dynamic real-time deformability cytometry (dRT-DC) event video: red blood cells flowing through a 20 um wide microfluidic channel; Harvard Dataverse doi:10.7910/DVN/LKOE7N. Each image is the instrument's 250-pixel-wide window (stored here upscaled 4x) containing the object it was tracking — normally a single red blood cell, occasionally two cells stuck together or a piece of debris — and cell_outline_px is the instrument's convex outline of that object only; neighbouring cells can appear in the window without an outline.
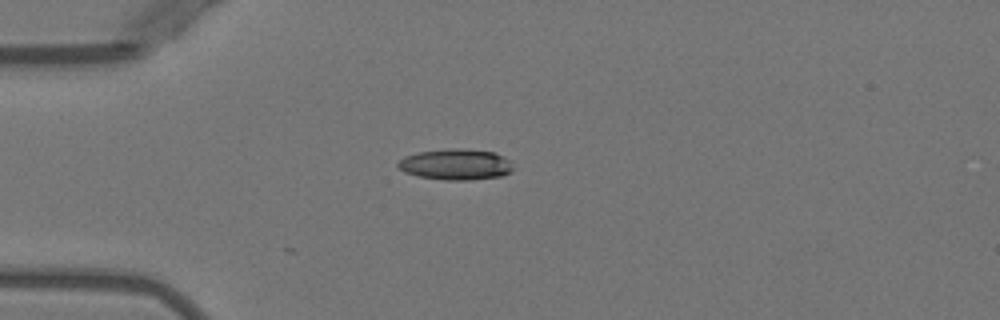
{"species": "Egyptian fruit bat (a non-hibernating species)", "species_latin": "Rousettus aegyptiacus", "temperature_condition": "warm", "stored_images_in_passage": 2, "camera_frame_rate_fps": 3000, "um_per_image_px": 0.085, "animal": {"sex": "female"}, "frame": {"image": 1, "passage_image": 2, "time_ms": 0.333, "image_size_px": [1000, 320], "cell_outline_px": [[512, 168], [508, 172], [500, 176], [468, 180], [444, 180], [416, 176], [404, 172], [396, 164], [404, 156], [420, 152], [448, 148], [460, 148], [492, 152], [504, 156], [508, 160]], "centroid_in_image_um": [38.69, 13.97], "position_along_channel_um": 46.3, "area_um2": 20.58}}